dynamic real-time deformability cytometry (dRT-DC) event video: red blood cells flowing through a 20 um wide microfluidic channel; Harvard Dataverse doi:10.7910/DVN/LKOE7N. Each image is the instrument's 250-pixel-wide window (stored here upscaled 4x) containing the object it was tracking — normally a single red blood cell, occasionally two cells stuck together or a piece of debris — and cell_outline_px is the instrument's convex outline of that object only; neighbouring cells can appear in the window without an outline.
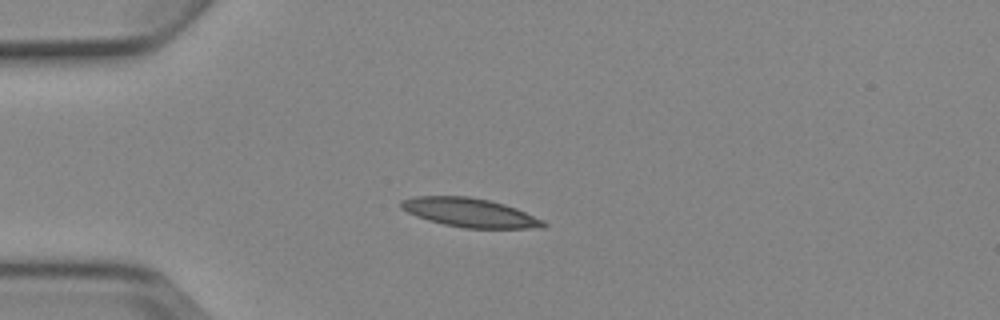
{"species": "Egyptian fruit bat (a non-hibernating species)", "species_latin": "Rousettus aegyptiacus", "temperature_condition": "cold", "stored_images_in_passage": 9, "camera_frame_rate_fps": 3000, "um_per_image_px": 0.085, "animal": {"sex": "female"}, "frame": {"image": 1, "passage_image": 4, "time_ms": 3.667, "image_size_px": [1000, 320], "cell_outline_px": [[548, 224], [544, 228], [464, 228], [444, 224], [428, 220], [416, 216], [400, 208], [400, 200], [416, 196], [468, 196], [488, 200], [504, 204], [516, 208], [544, 220]], "centroid_in_image_um": [39.94, 18.07], "position_along_channel_um": 45.1, "area_um2": 23.99}}
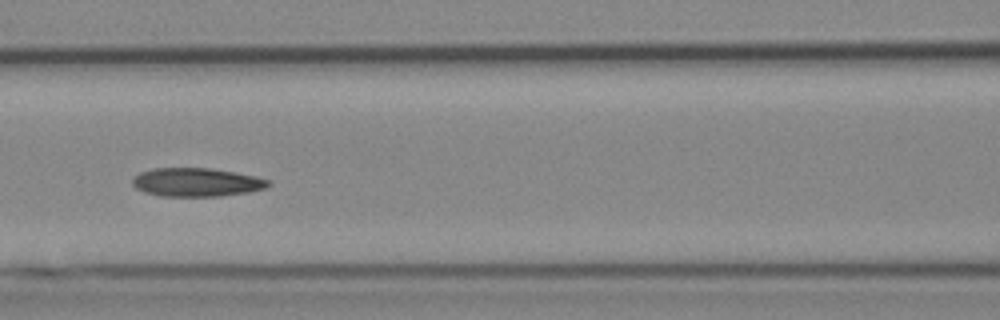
{"frame": {"image": 2, "passage_image": 7, "time_ms": 7.0, "image_size_px": [1000, 320], "cell_outline_px": [[272, 184], [264, 188], [248, 192], [220, 196], [160, 196], [144, 192], [136, 188], [132, 184], [132, 180], [140, 172], [152, 168], [212, 168], [236, 172], [256, 176], [272, 180]], "centroid_in_image_um": [16.73, 15.48], "position_along_channel_um": 149.9, "area_um2": 22.77}}
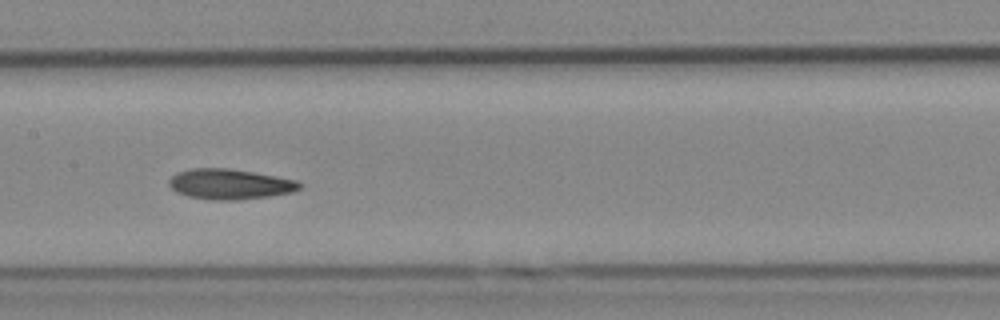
{"frame": {"image": 3, "passage_image": 8, "time_ms": 8.0, "image_size_px": [1000, 320], "cell_outline_px": [[304, 184], [300, 188], [292, 192], [268, 196], [236, 200], [212, 200], [188, 196], [176, 192], [168, 184], [168, 180], [176, 172], [192, 168], [228, 168], [252, 172], [296, 180]], "centroid_in_image_um": [19.51, 15.65], "position_along_channel_um": 187.9, "area_um2": 23.0}}